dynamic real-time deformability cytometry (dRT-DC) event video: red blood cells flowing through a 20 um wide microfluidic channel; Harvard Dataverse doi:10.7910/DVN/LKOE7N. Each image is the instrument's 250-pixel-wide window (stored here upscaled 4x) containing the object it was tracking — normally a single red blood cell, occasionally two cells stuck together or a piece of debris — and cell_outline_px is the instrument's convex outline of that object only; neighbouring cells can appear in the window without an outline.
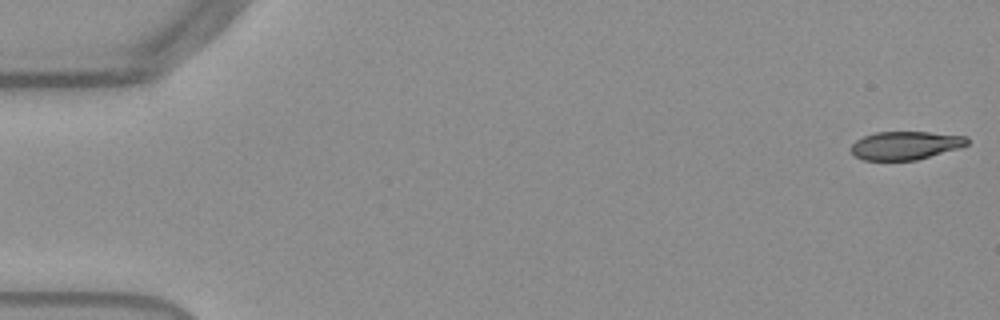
{"species": "Egyptian fruit bat (a non-hibernating species)", "species_latin": "Rousettus aegyptiacus", "temperature_condition": "warm", "stored_images_in_passage": 53, "camera_frame_rate_fps": 3000, "um_per_image_px": 0.085, "frame": {"image": 1, "passage_image": 1, "time_ms": 0.0, "image_size_px": [1000, 320], "cell_outline_px": [[968, 144], [960, 148], [916, 160], [864, 160], [856, 156], [852, 152], [852, 144], [856, 140], [864, 136], [876, 132], [928, 132], [968, 136]], "centroid_in_image_um": [76.99, 12.36], "position_along_channel_um": 8.0, "area_um2": 19.07}}
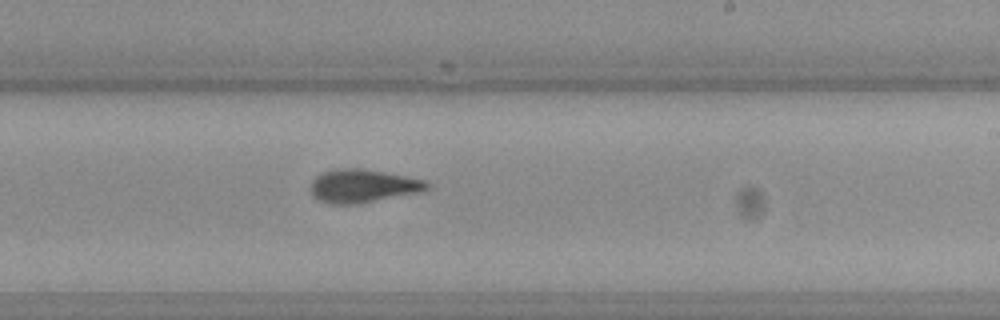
{"frame": {"image": 2, "passage_image": 32, "time_ms": 10.333, "image_size_px": [1000, 320], "cell_outline_px": [[432, 188], [424, 192], [360, 204], [332, 204], [320, 200], [312, 196], [312, 180], [316, 176], [324, 172], [340, 168], [360, 168], [384, 172], [428, 180], [432, 184]], "centroid_in_image_um": [30.96, 15.82], "position_along_channel_um": 258.0, "area_um2": 22.95}}
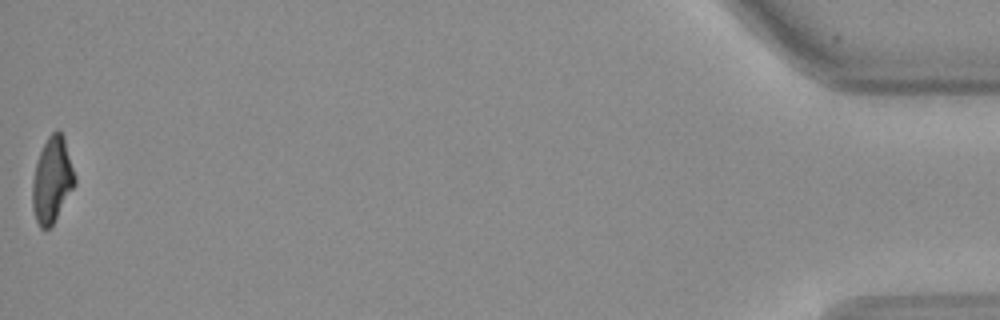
{"frame": {"image": 3, "passage_image": 53, "time_ms": 17.333, "image_size_px": [1000, 320], "cell_outline_px": [[76, 184], [52, 224], [48, 228], [40, 228], [36, 220], [32, 208], [32, 180], [36, 164], [40, 152], [48, 136], [56, 128], [64, 136], [76, 176]], "centroid_in_image_um": [4.43, 15.27], "position_along_channel_um": 430.8, "area_um2": 21.1}, "authors_computed_cell_mechanics": {"area_um2": 21.7906, "velocity_mm_per_s": 3.8472, "shape_relaxation_time_tau1_ms": 3.402, "shape_relaxation_time_tau2_ms": 1.6621, "deformation_change_tau1": 0.1825, "deformation_change_tau2": 0.0914}}